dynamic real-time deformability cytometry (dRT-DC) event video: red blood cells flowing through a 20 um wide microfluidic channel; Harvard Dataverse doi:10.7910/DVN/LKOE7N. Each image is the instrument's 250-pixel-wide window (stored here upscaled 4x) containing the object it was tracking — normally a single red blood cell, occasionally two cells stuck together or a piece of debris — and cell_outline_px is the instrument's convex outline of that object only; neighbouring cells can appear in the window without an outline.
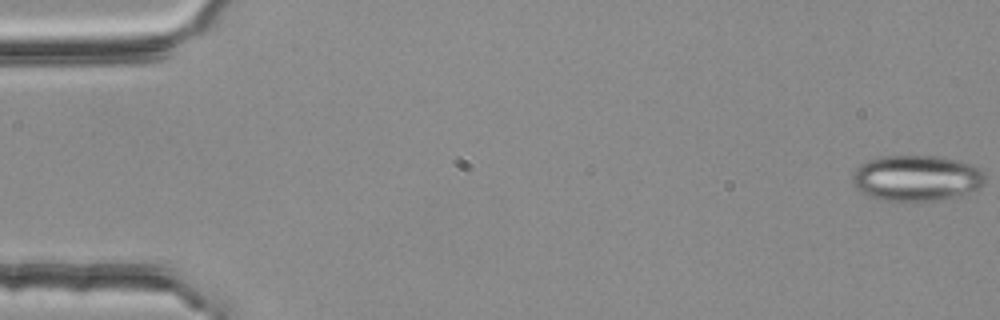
{"species": "common noctule bat (a hibernating species)", "species_latin": "Nyctalus noctula", "temperature_condition": "room temperature", "stored_images_in_passage": 55, "camera_frame_rate_fps": 3000, "um_per_image_px": 0.085, "animal": {"sex": "female", "body_mass_g": 25.1}, "frame": {"image": 1, "passage_image": 1, "time_ms": 0.0, "image_size_px": [1000, 320], "cell_outline_px": [[984, 184], [980, 188], [952, 196], [936, 200], [884, 200], [872, 196], [864, 192], [852, 180], [852, 176], [856, 168], [860, 164], [868, 160], [880, 156], [936, 156], [960, 160], [972, 164], [980, 168], [984, 172]], "centroid_in_image_um": [77.94, 15.1], "position_along_channel_um": 7.1, "area_um2": 34.85}}
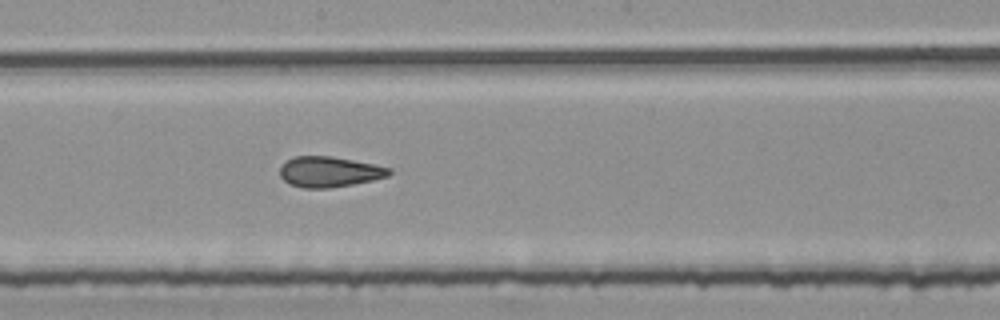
{"frame": {"image": 2, "passage_image": 30, "time_ms": 9.667, "image_size_px": [1000, 320], "cell_outline_px": [[392, 172], [388, 176], [372, 180], [352, 184], [328, 188], [304, 188], [288, 184], [280, 176], [280, 168], [292, 156], [332, 156], [372, 164], [388, 168]], "centroid_in_image_um": [27.95, 14.6], "position_along_channel_um": 220.3, "area_um2": 19.19}}
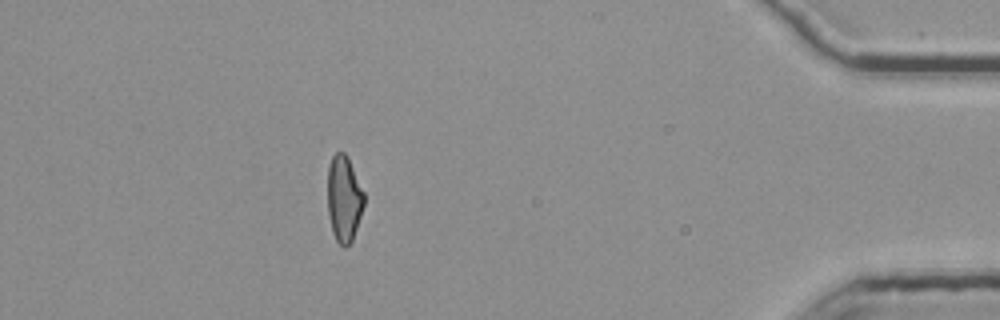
{"frame": {"image": 3, "passage_image": 49, "time_ms": 16.0, "image_size_px": [1000, 320], "cell_outline_px": [[364, 204], [352, 240], [344, 248], [336, 240], [332, 232], [328, 212], [328, 168], [332, 156], [336, 152], [344, 152], [348, 156], [364, 192]], "centroid_in_image_um": [29.23, 16.86], "position_along_channel_um": 406.0, "area_um2": 18.21}, "authors_computed_cell_mechanics": {"area_um2": 19.5364, "velocity_mm_per_s": 3.79, "shape_relaxation_time_tau1_ms": null, "shape_relaxation_time_tau2_ms": 1.9939, "deformation_change_tau1": null, "deformation_change_tau2": 0.1072}}